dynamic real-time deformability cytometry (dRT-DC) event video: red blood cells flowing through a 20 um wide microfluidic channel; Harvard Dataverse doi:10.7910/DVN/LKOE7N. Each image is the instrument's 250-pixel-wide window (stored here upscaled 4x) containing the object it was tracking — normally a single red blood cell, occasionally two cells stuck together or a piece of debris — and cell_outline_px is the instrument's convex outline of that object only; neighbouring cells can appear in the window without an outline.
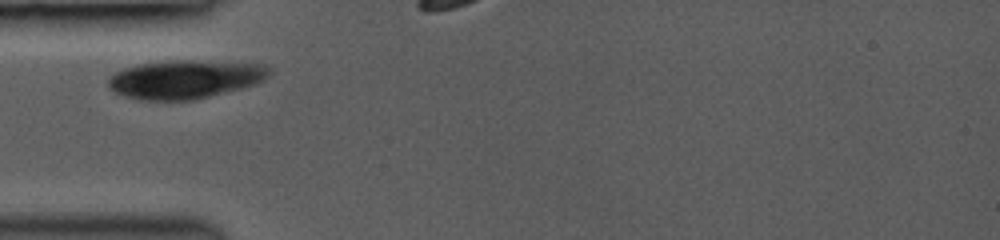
{"species": "common noctule bat (a hibernating species)", "species_latin": "Nyctalus noctula", "temperature_condition": "room temperature", "stored_images_in_passage": 5, "camera_frame_rate_fps": 3000, "um_per_image_px": 0.085, "animal": {"sex": "female", "body_mass_g": 19.0, "forearm_length_mm": 53.3}, "frame": {"image": 1, "passage_image": 1, "time_ms": 0.0, "image_size_px": [1000, 240], "cell_outline_px": [[268, 76], [264, 80], [256, 84], [192, 100], [136, 100], [124, 96], [108, 88], [108, 80], [116, 72], [124, 68], [140, 64], [168, 60], [192, 60], [264, 64], [268, 68]], "centroid_in_image_um": [15.69, 6.73], "position_along_channel_um": 69.3, "area_um2": 35.95}}